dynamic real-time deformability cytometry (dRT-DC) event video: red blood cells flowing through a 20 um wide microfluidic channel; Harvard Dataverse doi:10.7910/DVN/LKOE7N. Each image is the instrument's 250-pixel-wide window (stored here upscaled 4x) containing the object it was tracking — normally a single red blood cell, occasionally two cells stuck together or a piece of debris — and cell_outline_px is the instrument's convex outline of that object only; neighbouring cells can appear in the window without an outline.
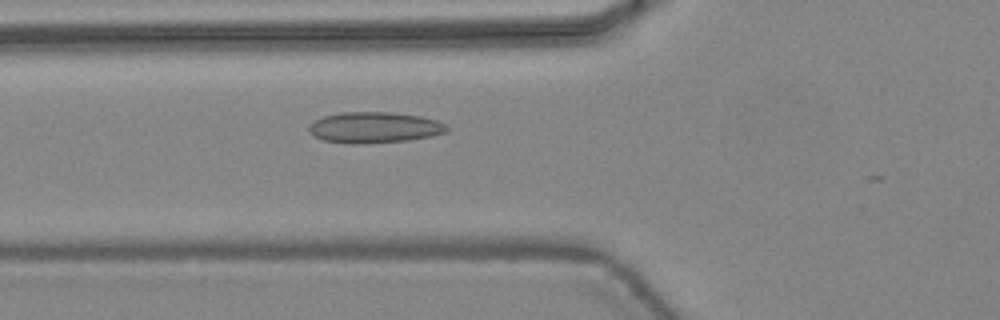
{"species": "common noctule bat (a hibernating species)", "species_latin": "Nyctalus noctula", "temperature_condition": "warm", "stored_images_in_passage": 14, "camera_frame_rate_fps": 3000, "um_per_image_px": 0.085, "animal": {"sex": "female", "body_mass_g": 24.6, "forearm_length_mm": 56.2}, "frame": {"image": 1, "passage_image": 10, "time_ms": 3.0, "image_size_px": [1000, 320], "cell_outline_px": [[448, 132], [408, 140], [360, 144], [352, 144], [324, 140], [308, 132], [308, 128], [316, 120], [324, 116], [340, 112], [392, 112], [420, 116], [436, 120], [444, 124], [448, 128]], "centroid_in_image_um": [31.82, 10.83], "position_along_channel_um": 94.0, "area_um2": 24.68}}
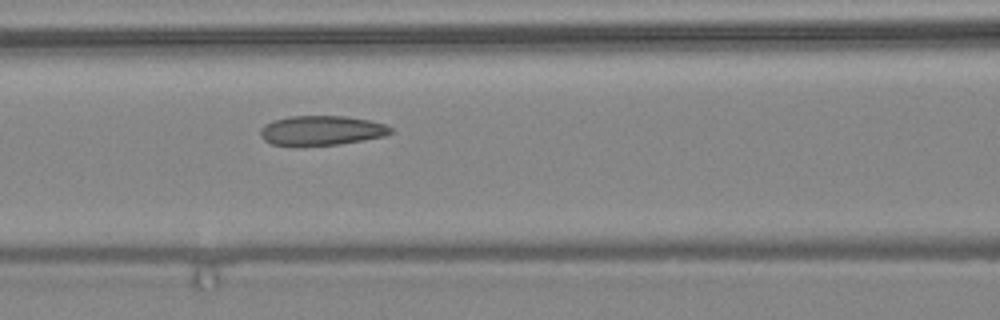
{"frame": {"image": 2, "passage_image": 13, "time_ms": 4.0, "image_size_px": [1000, 320], "cell_outline_px": [[392, 132], [384, 136], [340, 144], [296, 148], [272, 144], [264, 140], [260, 136], [260, 128], [264, 124], [272, 120], [288, 116], [344, 116], [368, 120], [384, 124], [392, 128]], "centroid_in_image_um": [27.23, 11.12], "position_along_channel_um": 139.4, "area_um2": 23.06}}